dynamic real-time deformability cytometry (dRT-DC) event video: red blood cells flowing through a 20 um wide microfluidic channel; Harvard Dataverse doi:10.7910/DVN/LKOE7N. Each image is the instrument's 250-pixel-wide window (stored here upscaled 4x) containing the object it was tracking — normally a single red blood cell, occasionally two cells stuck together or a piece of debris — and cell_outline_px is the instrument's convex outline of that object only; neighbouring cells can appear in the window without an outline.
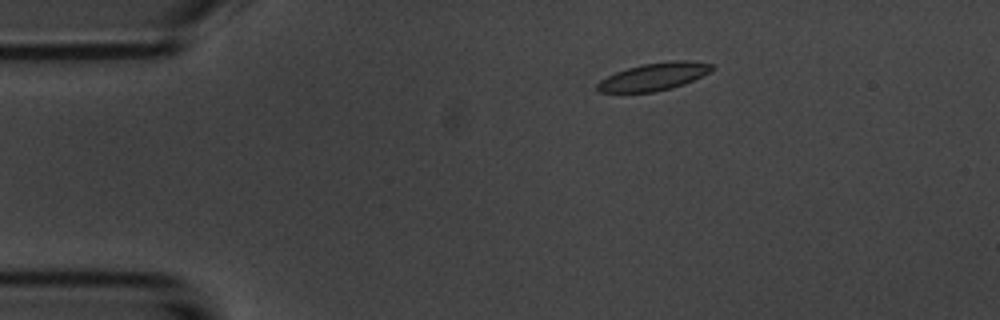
{"species": "common noctule bat (a hibernating species)", "species_latin": "Nyctalus noctula", "temperature_condition": "room temperature", "stored_images_in_passage": 6, "camera_frame_rate_fps": 3000, "um_per_image_px": 0.085, "animal": {"sex": "male", "body_mass_g": 20.1, "forearm_length_mm": 53.5}, "frame": {"image": 1, "passage_image": 3, "time_ms": 2.333, "image_size_px": [1000, 320], "cell_outline_px": [[712, 68], [708, 72], [684, 84], [672, 88], [652, 92], [600, 92], [596, 88], [596, 84], [600, 80], [616, 72], [628, 68], [644, 64], [668, 60], [688, 60], [712, 64]], "centroid_in_image_um": [55.55, 6.51], "position_along_channel_um": 29.4, "area_um2": 18.15}}
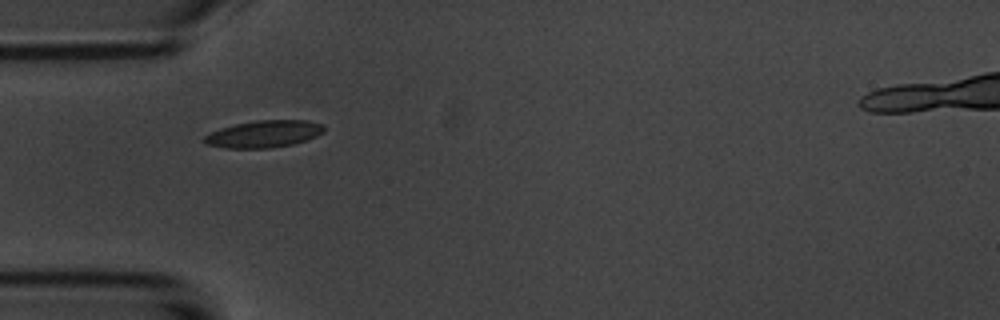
{"frame": {"image": 2, "passage_image": 5, "time_ms": 4.667, "image_size_px": [1000, 320], "cell_outline_px": [[324, 132], [316, 136], [292, 144], [272, 148], [228, 148], [204, 144], [204, 136], [220, 128], [236, 124], [256, 120], [308, 120], [324, 124]], "centroid_in_image_um": [22.44, 11.38], "position_along_channel_um": 62.6, "area_um2": 18.84}}